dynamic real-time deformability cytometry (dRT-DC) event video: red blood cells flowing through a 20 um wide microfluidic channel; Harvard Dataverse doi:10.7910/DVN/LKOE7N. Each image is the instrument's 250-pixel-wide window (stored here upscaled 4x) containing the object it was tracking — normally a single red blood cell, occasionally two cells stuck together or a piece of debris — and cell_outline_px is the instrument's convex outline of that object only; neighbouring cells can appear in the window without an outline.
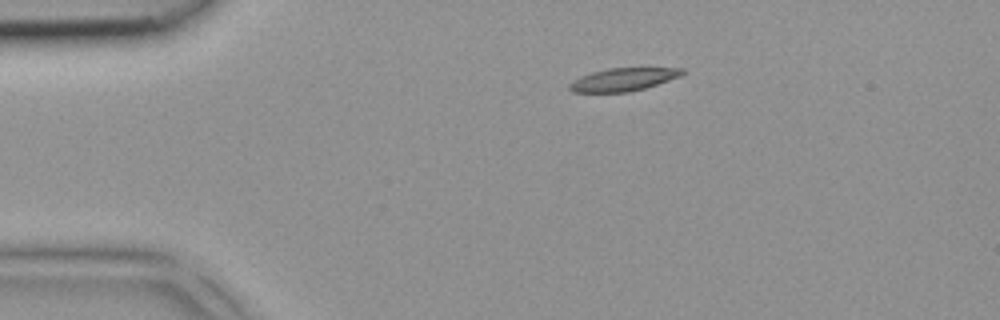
{"species": "common noctule bat (a hibernating species)", "species_latin": "Nyctalus noctula", "temperature_condition": "room temperature", "stored_images_in_passage": 2, "camera_frame_rate_fps": 3000, "um_per_image_px": 0.085, "animal": {"sex": "female", "body_mass_g": 18.4}, "frame": {"image": 1, "passage_image": 1, "time_ms": 0.0, "image_size_px": [1000, 320], "cell_outline_px": [[688, 72], [680, 76], [644, 88], [628, 92], [572, 92], [568, 88], [568, 84], [572, 80], [580, 76], [592, 72], [608, 68], [684, 68]], "centroid_in_image_um": [52.95, 6.75], "position_along_channel_um": 32.0, "area_um2": 15.09}}